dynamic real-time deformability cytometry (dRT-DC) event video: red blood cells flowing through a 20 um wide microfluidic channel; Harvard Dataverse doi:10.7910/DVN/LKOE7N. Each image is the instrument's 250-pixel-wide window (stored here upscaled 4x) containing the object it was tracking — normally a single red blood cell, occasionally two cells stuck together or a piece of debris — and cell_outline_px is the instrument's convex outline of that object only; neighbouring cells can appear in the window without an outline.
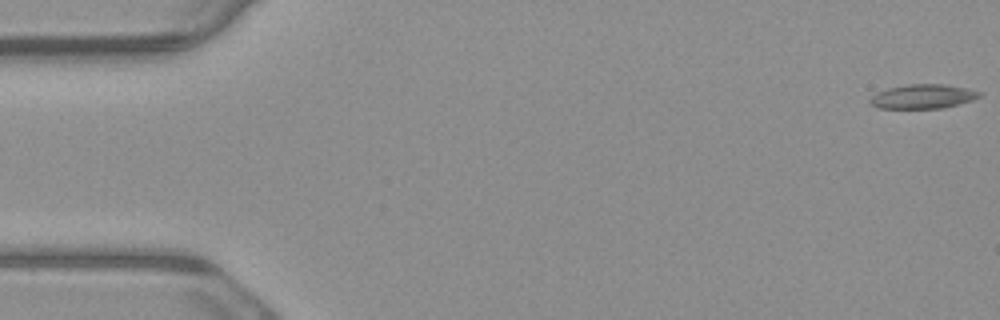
{"species": "common noctule bat (a hibernating species)", "species_latin": "Nyctalus noctula", "temperature_condition": "warm", "stored_images_in_passage": 9, "camera_frame_rate_fps": 3000, "um_per_image_px": 0.085, "animal": {"sex": "male", "body_mass_g": 23.1, "forearm_length_mm": 52.7}, "frame": {"image": 1, "passage_image": 1, "time_ms": 0.0, "image_size_px": [1000, 320], "cell_outline_px": [[980, 96], [972, 100], [944, 108], [880, 108], [868, 104], [868, 100], [876, 92], [888, 88], [908, 84], [944, 84], [968, 88], [980, 92]], "centroid_in_image_um": [78.41, 8.2], "position_along_channel_um": 6.6, "area_um2": 15.49}}
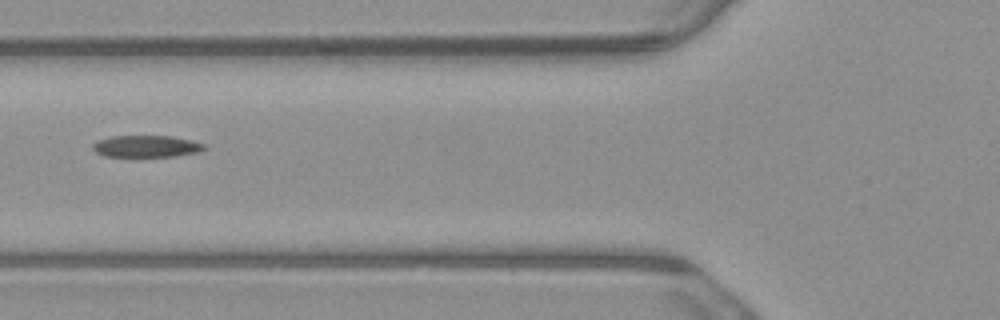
{"frame": {"image": 2, "passage_image": 6, "time_ms": 1.667, "image_size_px": [1000, 320], "cell_outline_px": [[208, 148], [200, 152], [176, 156], [104, 156], [96, 152], [92, 148], [92, 144], [96, 140], [112, 136], [172, 136], [192, 140], [204, 144]], "centroid_in_image_um": [12.46, 12.43], "position_along_channel_um": 113.3, "area_um2": 14.28}}
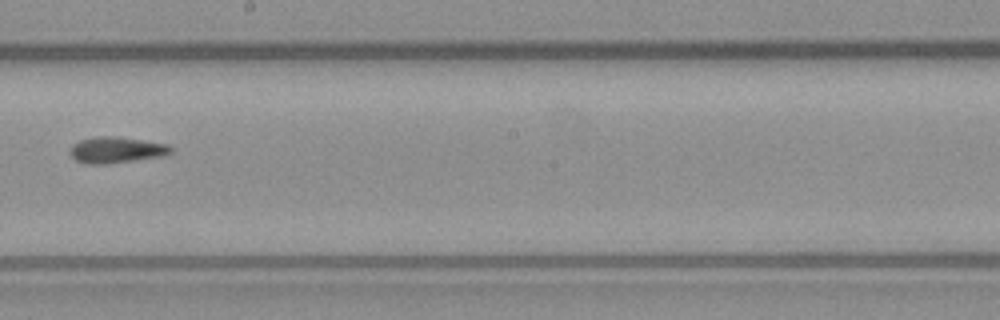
{"frame": {"image": 3, "passage_image": 9, "time_ms": 2.667, "image_size_px": [1000, 320], "cell_outline_px": [[172, 152], [164, 156], [108, 164], [84, 164], [76, 160], [68, 152], [72, 144], [80, 140], [96, 136], [112, 136], [168, 144], [172, 148]], "centroid_in_image_um": [9.85, 12.75], "position_along_channel_um": 238.3, "area_um2": 15.43}}